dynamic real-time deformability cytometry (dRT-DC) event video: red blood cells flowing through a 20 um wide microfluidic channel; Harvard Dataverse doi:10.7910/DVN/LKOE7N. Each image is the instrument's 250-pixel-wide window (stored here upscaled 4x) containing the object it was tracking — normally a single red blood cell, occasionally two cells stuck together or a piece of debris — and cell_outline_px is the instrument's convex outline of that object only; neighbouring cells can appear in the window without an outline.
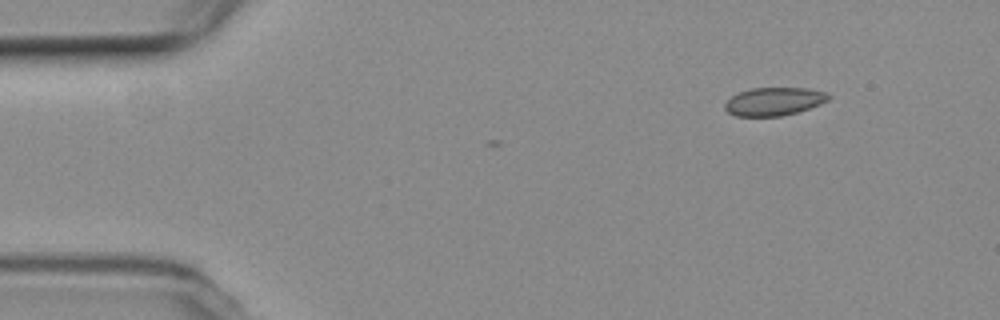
{"species": "common noctule bat (a hibernating species)", "species_latin": "Nyctalus noctula", "temperature_condition": "room temperature", "stored_images_in_passage": 5, "camera_frame_rate_fps": 3000, "um_per_image_px": 0.085, "animal": {"sex": "female", "body_mass_g": 19.3, "forearm_length_mm": 54.1}, "frame": {"image": 1, "passage_image": 1, "time_ms": 0.0, "image_size_px": [1000, 320], "cell_outline_px": [[832, 96], [828, 100], [820, 104], [796, 112], [780, 116], [736, 116], [728, 112], [724, 108], [724, 104], [732, 96], [748, 88], [808, 88], [828, 92]], "centroid_in_image_um": [65.8, 8.61], "position_along_channel_um": 19.2, "area_um2": 16.99}}